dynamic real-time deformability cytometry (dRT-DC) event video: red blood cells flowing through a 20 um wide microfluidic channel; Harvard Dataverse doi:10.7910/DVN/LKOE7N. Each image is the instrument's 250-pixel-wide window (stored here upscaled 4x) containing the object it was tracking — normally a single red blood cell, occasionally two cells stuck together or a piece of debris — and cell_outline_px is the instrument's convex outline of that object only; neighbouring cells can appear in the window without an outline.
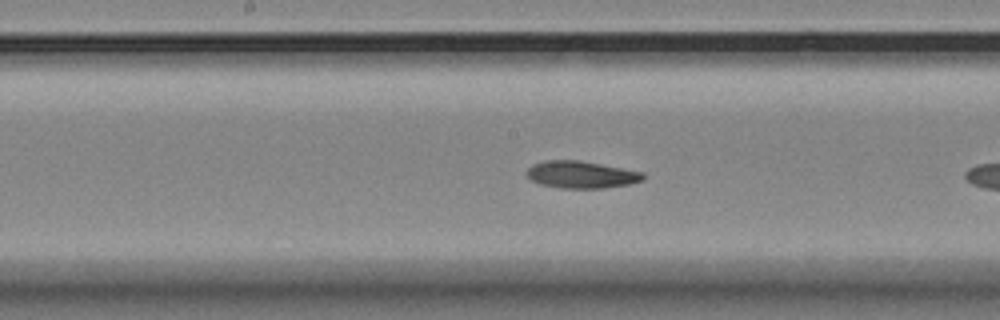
{"species": "Egyptian fruit bat (a non-hibernating species)", "species_latin": "Rousettus aegyptiacus", "temperature_condition": "room temperature", "stored_images_in_passage": 32, "camera_frame_rate_fps": 3000, "um_per_image_px": 0.085, "animal": {"sex": "female"}, "frame": {"image": 1, "passage_image": 14, "time_ms": 4.333, "image_size_px": [1000, 320], "cell_outline_px": [[644, 180], [628, 184], [604, 188], [560, 188], [540, 184], [532, 180], [524, 172], [532, 164], [544, 160], [580, 160], [644, 172]], "centroid_in_image_um": [49.39, 14.83], "position_along_channel_um": 198.8, "area_um2": 18.5}, "authors_computed_cell_mechanics": {"area_um2": 18.8139, "velocity_mm_per_s": 3.4795, "shape_relaxation_time_tau1_ms": 4.4241, "shape_relaxation_time_tau2_ms": 2.9047, "deformation_change_tau1": 0.1214, "deformation_change_tau2": 0.086}}